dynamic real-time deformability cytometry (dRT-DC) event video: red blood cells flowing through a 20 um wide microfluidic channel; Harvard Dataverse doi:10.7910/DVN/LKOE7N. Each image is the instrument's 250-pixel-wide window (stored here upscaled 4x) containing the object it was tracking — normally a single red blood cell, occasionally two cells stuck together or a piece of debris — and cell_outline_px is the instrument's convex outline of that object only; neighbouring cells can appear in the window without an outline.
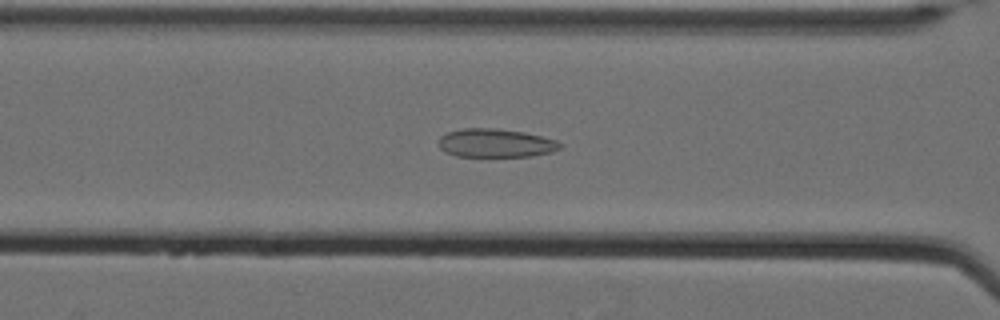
{"species": "Egyptian fruit bat (a non-hibernating species)", "species_latin": "Rousettus aegyptiacus", "temperature_condition": "cold", "stored_images_in_passage": 63, "camera_frame_rate_fps": 3000, "um_per_image_px": 0.085, "animal": {"sex": "female"}, "frame": {"image": 1, "passage_image": 30, "time_ms": 9.667, "image_size_px": [1000, 320], "cell_outline_px": [[564, 144], [560, 148], [552, 152], [532, 156], [456, 156], [444, 152], [440, 148], [440, 136], [448, 132], [460, 128], [496, 128], [524, 132], [556, 140]], "centroid_in_image_um": [42.13, 12.16], "position_along_channel_um": 124.5, "area_um2": 20.23}}
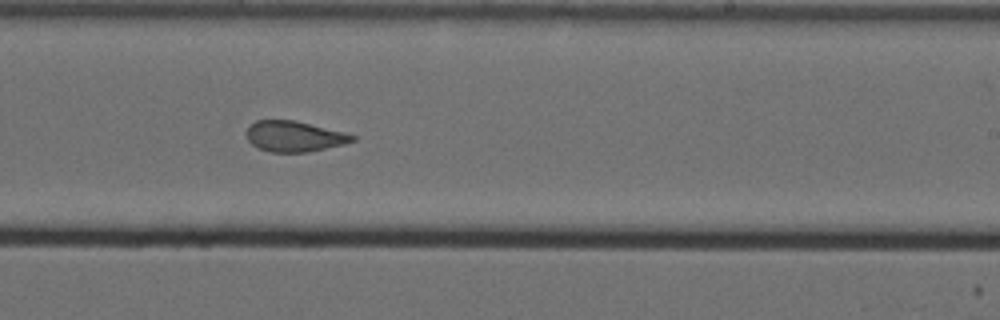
{"frame": {"image": 2, "passage_image": 42, "time_ms": 13.667, "image_size_px": [1000, 320], "cell_outline_px": [[356, 140], [344, 144], [308, 152], [272, 152], [256, 148], [248, 140], [244, 132], [248, 124], [256, 120], [292, 120], [344, 132], [356, 136]], "centroid_in_image_um": [24.95, 11.59], "position_along_channel_um": 264.1, "area_um2": 19.02}}
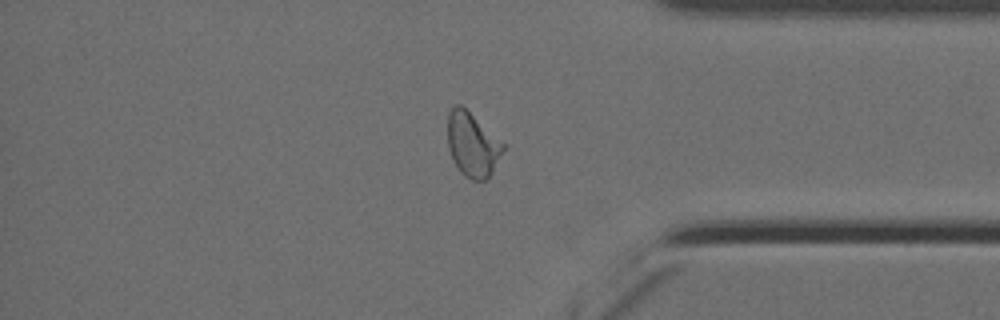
{"frame": {"image": 3, "passage_image": 54, "time_ms": 17.667, "image_size_px": [1000, 320], "cell_outline_px": [[504, 148], [492, 172], [484, 180], [472, 180], [464, 176], [460, 172], [448, 148], [448, 112], [456, 104], [460, 104], [504, 144]], "centroid_in_image_um": [40.13, 12.3], "position_along_channel_um": 395.1, "area_um2": 20.17}, "authors_computed_cell_mechanics": {"area_um2": 21.8484, "velocity_mm_per_s": 3.4897, "shape_relaxation_time_tau1_ms": null, "shape_relaxation_time_tau2_ms": 1.8509, "deformation_change_tau1": null, "deformation_change_tau2": 0.0983}}